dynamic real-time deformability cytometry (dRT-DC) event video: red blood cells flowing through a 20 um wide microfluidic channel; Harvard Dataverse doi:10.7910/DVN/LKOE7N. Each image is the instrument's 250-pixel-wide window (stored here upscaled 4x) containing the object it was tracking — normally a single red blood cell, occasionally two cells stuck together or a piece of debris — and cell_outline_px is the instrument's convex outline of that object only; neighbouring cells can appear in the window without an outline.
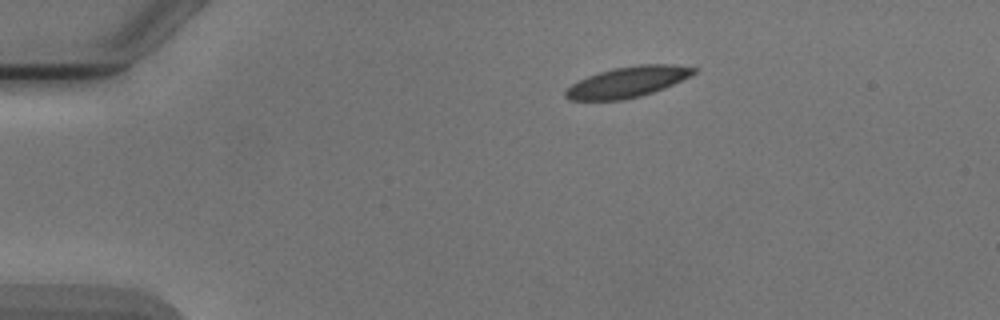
{"species": "Egyptian fruit bat (a non-hibernating species)", "species_latin": "Rousettus aegyptiacus", "temperature_condition": "cold", "stored_images_in_passage": 5, "camera_frame_rate_fps": 3000, "um_per_image_px": 0.085, "animal": {"sex": "male"}, "frame": {"image": 1, "passage_image": 1, "time_ms": 0.0, "image_size_px": [1000, 320], "cell_outline_px": [[700, 68], [692, 76], [664, 88], [640, 96], [624, 100], [568, 100], [564, 96], [564, 92], [572, 84], [588, 76], [600, 72], [616, 68], [640, 64], [676, 64]], "centroid_in_image_um": [53.4, 6.96], "position_along_channel_um": 31.6, "area_um2": 22.95}}
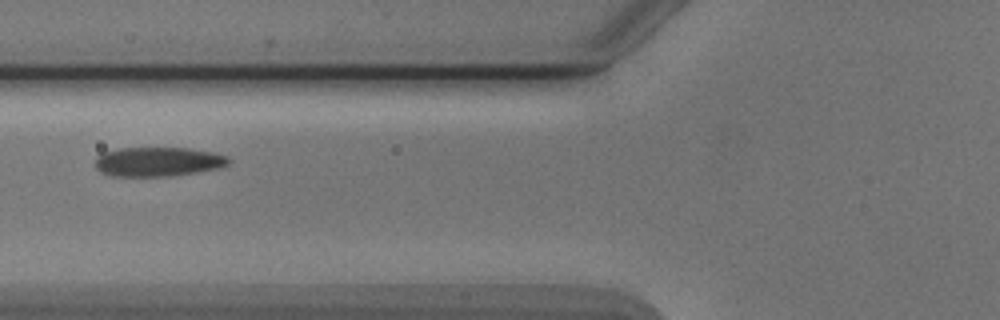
{"frame": {"image": 2, "passage_image": 4, "time_ms": 3.667, "image_size_px": [1000, 320], "cell_outline_px": [[232, 160], [228, 164], [220, 168], [172, 176], [112, 176], [100, 172], [96, 168], [96, 156], [100, 152], [120, 148], [188, 148], [212, 152], [228, 156]], "centroid_in_image_um": [13.42, 13.74], "position_along_channel_um": 112.4, "area_um2": 23.0}}
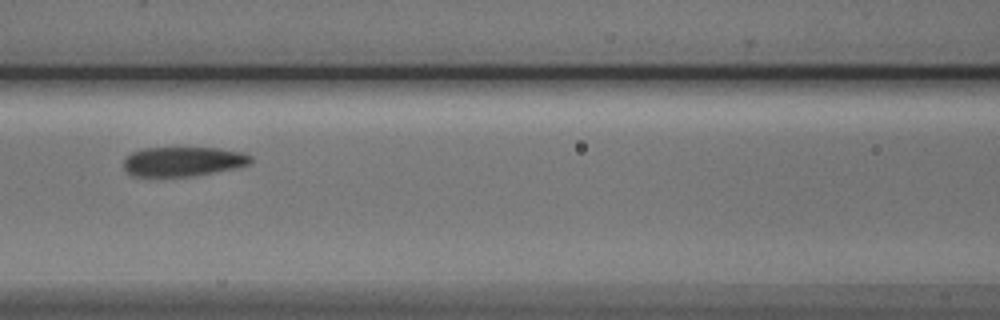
{"frame": {"image": 3, "passage_image": 5, "time_ms": 4.667, "image_size_px": [1000, 320], "cell_outline_px": [[252, 160], [248, 164], [232, 168], [192, 176], [132, 176], [124, 168], [124, 156], [140, 148], [220, 148], [244, 152], [252, 156]], "centroid_in_image_um": [15.52, 13.71], "position_along_channel_um": 151.1, "area_um2": 21.79}}